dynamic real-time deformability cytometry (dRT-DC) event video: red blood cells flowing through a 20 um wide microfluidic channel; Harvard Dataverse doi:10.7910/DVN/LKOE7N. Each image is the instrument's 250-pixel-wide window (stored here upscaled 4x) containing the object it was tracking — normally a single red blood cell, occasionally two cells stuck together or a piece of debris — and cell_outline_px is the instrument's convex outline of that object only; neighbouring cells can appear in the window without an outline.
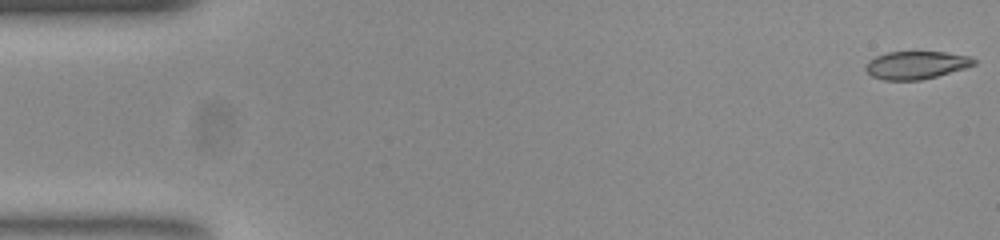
{"species": "common noctule bat (a hibernating species)", "species_latin": "Nyctalus noctula", "temperature_condition": "room temperature", "stored_images_in_passage": 52, "camera_frame_rate_fps": 3000, "um_per_image_px": 0.085, "animal": {"sex": "female", "body_mass_g": 23.0, "forearm_length_mm": 53.4}, "frame": {"image": 1, "passage_image": 1, "time_ms": 0.0, "image_size_px": [1000, 240], "cell_outline_px": [[976, 64], [964, 68], [936, 76], [920, 80], [884, 80], [872, 76], [864, 68], [868, 60], [876, 56], [888, 52], [944, 52], [972, 56], [976, 60]], "centroid_in_image_um": [77.87, 5.52], "position_along_channel_um": 7.1, "area_um2": 17.51}}
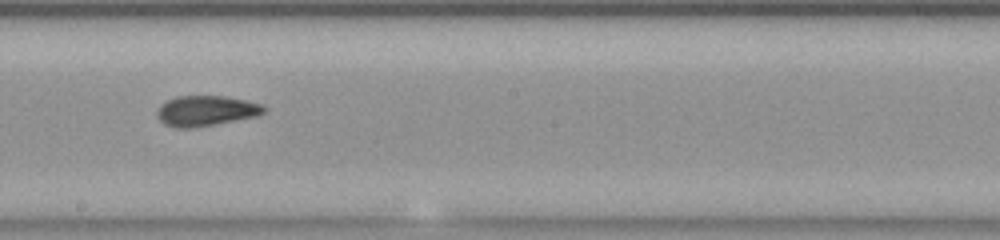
{"frame": {"image": 2, "passage_image": 29, "time_ms": 9.333, "image_size_px": [1000, 240], "cell_outline_px": [[268, 108], [260, 116], [216, 124], [192, 128], [176, 128], [164, 124], [156, 116], [156, 112], [160, 104], [176, 96], [224, 96], [264, 104]], "centroid_in_image_um": [17.53, 9.42], "position_along_channel_um": 230.7, "area_um2": 19.19}}
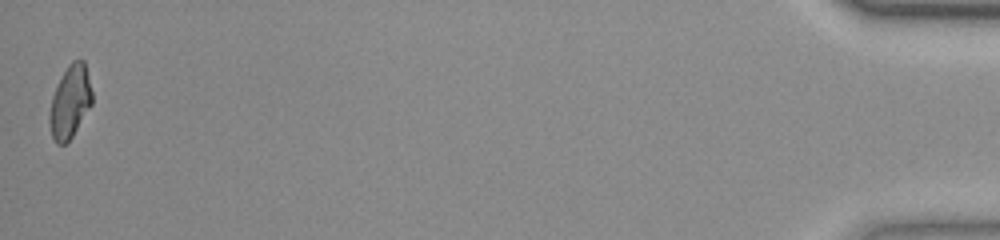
{"frame": {"image": 3, "passage_image": 52, "time_ms": 17.0, "image_size_px": [1000, 240], "cell_outline_px": [[92, 104], [72, 136], [64, 144], [56, 144], [52, 136], [48, 120], [48, 116], [52, 96], [68, 64], [72, 60], [84, 60], [92, 92]], "centroid_in_image_um": [5.95, 8.66], "position_along_channel_um": 429.3, "area_um2": 17.8}, "authors_computed_cell_mechanics": {"area_um2": 18.8717, "velocity_mm_per_s": 3.8985, "shape_relaxation_time_tau1_ms": null, "shape_relaxation_time_tau2_ms": 1.6363, "deformation_change_tau1": null, "deformation_change_tau2": 0.0827}}